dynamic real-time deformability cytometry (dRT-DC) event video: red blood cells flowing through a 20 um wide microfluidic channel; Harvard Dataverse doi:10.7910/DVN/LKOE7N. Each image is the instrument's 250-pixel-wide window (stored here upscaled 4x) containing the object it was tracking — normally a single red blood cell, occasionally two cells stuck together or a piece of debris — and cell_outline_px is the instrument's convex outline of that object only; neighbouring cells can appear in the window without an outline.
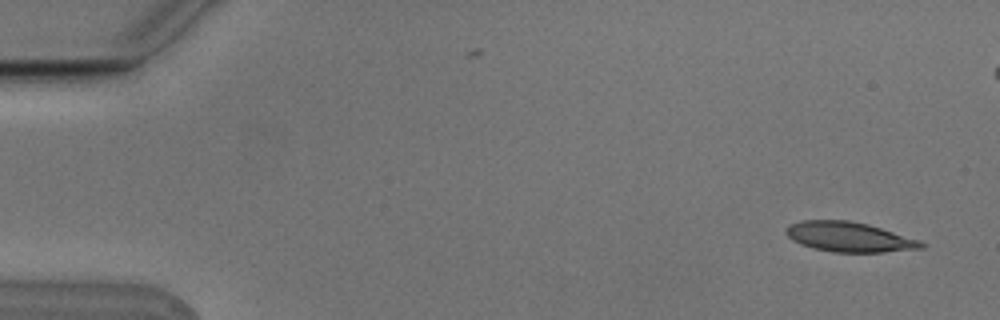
{"species": "Egyptian fruit bat (a non-hibernating species)", "species_latin": "Rousettus aegyptiacus", "temperature_condition": "cold", "stored_images_in_passage": 5, "camera_frame_rate_fps": 3000, "um_per_image_px": 0.085, "animal": {"sex": "male"}, "frame": {"image": 1, "passage_image": 1, "time_ms": 0.0, "image_size_px": [1000, 320], "cell_outline_px": [[924, 248], [884, 252], [832, 252], [812, 248], [800, 244], [792, 240], [784, 232], [784, 228], [788, 224], [800, 220], [848, 220], [868, 224], [920, 240], [924, 244]], "centroid_in_image_um": [72.12, 20.13], "position_along_channel_um": 12.9, "area_um2": 23.7}}